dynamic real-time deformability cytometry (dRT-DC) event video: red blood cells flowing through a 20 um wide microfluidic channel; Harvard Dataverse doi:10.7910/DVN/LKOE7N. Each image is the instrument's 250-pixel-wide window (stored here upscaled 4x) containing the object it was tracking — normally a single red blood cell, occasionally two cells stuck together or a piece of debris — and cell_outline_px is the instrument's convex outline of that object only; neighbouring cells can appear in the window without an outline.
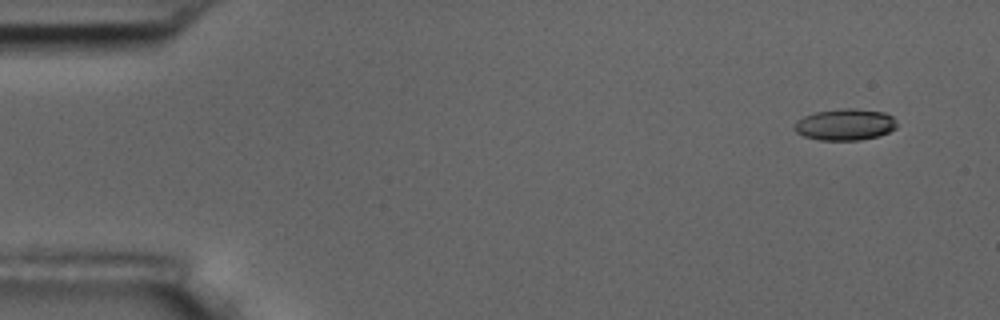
{"species": "common noctule bat (a hibernating species)", "species_latin": "Nyctalus noctula", "temperature_condition": "room temperature", "stored_images_in_passage": 5, "camera_frame_rate_fps": 3000, "um_per_image_px": 0.085, "animal": {"sex": "male", "body_mass_g": 17.5, "forearm_length_mm": 52.3}, "frame": {"image": 1, "passage_image": 1, "time_ms": 0.0, "image_size_px": [1000, 320], "cell_outline_px": [[896, 128], [888, 132], [876, 136], [860, 140], [820, 140], [804, 136], [796, 132], [792, 128], [796, 120], [804, 116], [816, 112], [844, 108], [856, 108], [884, 112], [892, 116], [896, 120]], "centroid_in_image_um": [71.81, 10.58], "position_along_channel_um": 13.2, "area_um2": 18.84}}